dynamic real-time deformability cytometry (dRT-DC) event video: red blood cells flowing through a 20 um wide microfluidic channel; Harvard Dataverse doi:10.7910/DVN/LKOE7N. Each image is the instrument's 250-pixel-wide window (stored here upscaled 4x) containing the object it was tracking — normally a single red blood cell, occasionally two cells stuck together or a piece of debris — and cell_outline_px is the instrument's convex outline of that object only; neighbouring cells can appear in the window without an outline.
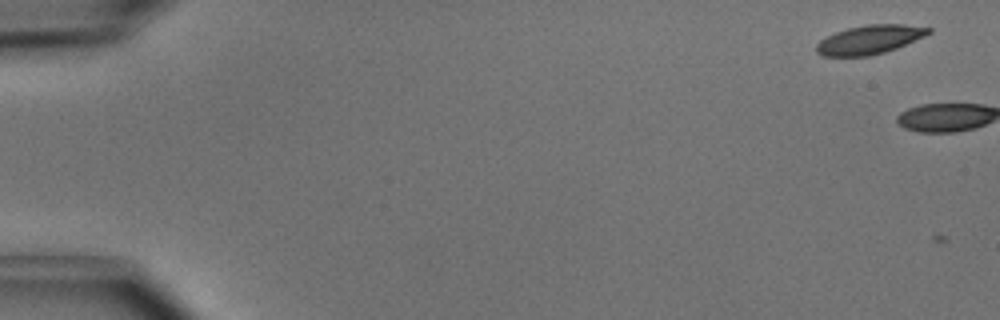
{"species": "common noctule bat (a hibernating species)", "species_latin": "Nyctalus noctula", "temperature_condition": "cold", "stored_images_in_passage": 2, "camera_frame_rate_fps": 3000, "um_per_image_px": 0.085, "animal": {"sex": "male", "body_mass_g": 15.6}, "frame": {"image": 1, "passage_image": 1, "time_ms": 0.0, "image_size_px": [1000, 320], "cell_outline_px": [[932, 32], [924, 36], [896, 48], [884, 52], [868, 56], [824, 56], [816, 52], [816, 44], [820, 40], [836, 32], [848, 28], [868, 24], [904, 24], [932, 28]], "centroid_in_image_um": [73.91, 3.36], "position_along_channel_um": 11.1, "area_um2": 18.73}}